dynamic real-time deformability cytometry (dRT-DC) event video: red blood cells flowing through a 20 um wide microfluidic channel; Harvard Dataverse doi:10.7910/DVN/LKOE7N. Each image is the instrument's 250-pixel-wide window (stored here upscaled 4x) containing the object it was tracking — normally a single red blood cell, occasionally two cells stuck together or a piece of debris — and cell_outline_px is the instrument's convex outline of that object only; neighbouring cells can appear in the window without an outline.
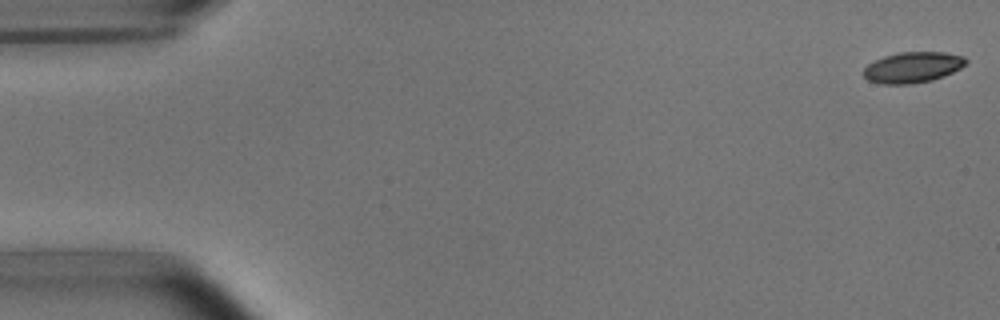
{"species": "common noctule bat (a hibernating species)", "species_latin": "Nyctalus noctula", "temperature_condition": "room temperature", "stored_images_in_passage": 52, "camera_frame_rate_fps": 3000, "um_per_image_px": 0.085, "animal": {"sex": "male", "body_mass_g": 15.6}, "frame": {"image": 1, "passage_image": 1, "time_ms": 0.0, "image_size_px": [1000, 320], "cell_outline_px": [[968, 64], [944, 76], [932, 80], [912, 84], [880, 84], [868, 80], [864, 76], [864, 68], [868, 64], [884, 56], [900, 52], [944, 52], [964, 56], [968, 60]], "centroid_in_image_um": [77.6, 5.72], "position_along_channel_um": 7.4, "area_um2": 18.44}}
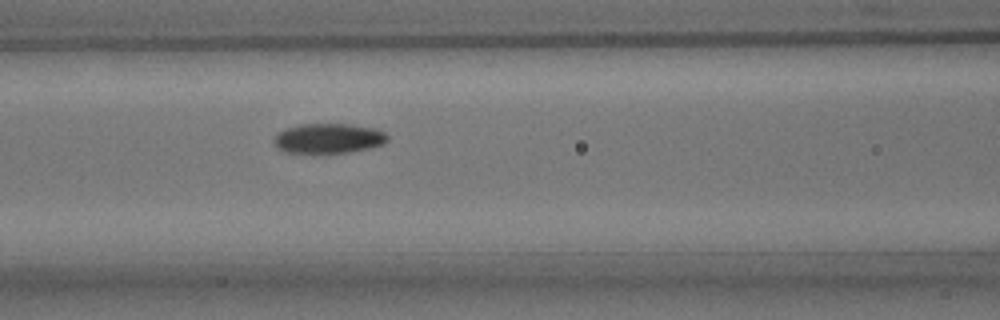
{"frame": {"image": 2, "passage_image": 22, "time_ms": 7.0, "image_size_px": [1000, 320], "cell_outline_px": [[388, 140], [384, 144], [368, 148], [348, 152], [288, 152], [276, 148], [272, 144], [272, 140], [284, 128], [300, 124], [348, 124], [372, 128], [384, 132], [388, 136]], "centroid_in_image_um": [27.89, 11.75], "position_along_channel_um": 138.7, "area_um2": 19.59}}
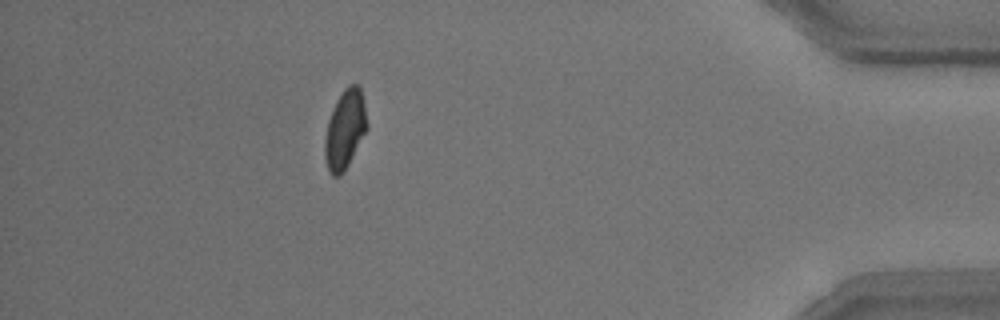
{"frame": {"image": 3, "passage_image": 47, "time_ms": 15.333, "image_size_px": [1000, 320], "cell_outline_px": [[368, 128], [344, 172], [340, 176], [332, 176], [328, 172], [324, 156], [324, 136], [328, 120], [332, 108], [336, 100], [344, 88], [348, 84], [360, 84], [364, 100], [368, 124]], "centroid_in_image_um": [29.32, 10.98], "position_along_channel_um": 405.9, "area_um2": 19.88}, "authors_computed_cell_mechanics": {"area_um2": 19.4208, "velocity_mm_per_s": 3.798, "shape_relaxation_time_tau1_ms": 3.7062, "shape_relaxation_time_tau2_ms": 3.1605, "deformation_change_tau1": 0.1222, "deformation_change_tau2": 0.0722}}